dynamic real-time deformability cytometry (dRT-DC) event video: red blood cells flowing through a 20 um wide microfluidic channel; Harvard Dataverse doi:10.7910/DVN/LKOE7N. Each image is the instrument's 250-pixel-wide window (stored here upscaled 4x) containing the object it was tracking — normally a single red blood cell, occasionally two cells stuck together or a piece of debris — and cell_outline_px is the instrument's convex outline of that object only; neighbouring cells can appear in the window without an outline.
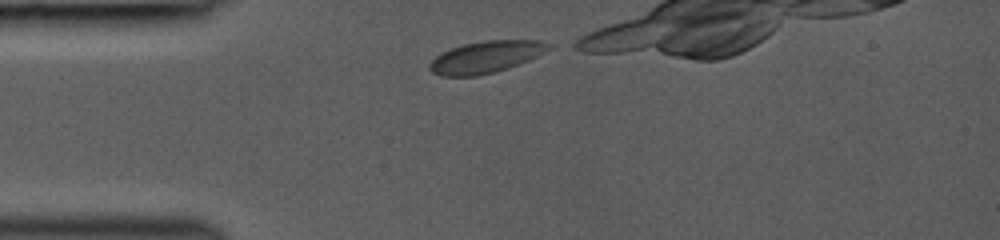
{"species": "common noctule bat (a hibernating species)", "species_latin": "Nyctalus noctula", "temperature_condition": "room temperature", "stored_images_in_passage": 5, "camera_frame_rate_fps": 3000, "um_per_image_px": 0.085, "animal": {"sex": "female", "body_mass_g": 19.0, "forearm_length_mm": 53.3}, "frame": {"image": 1, "passage_image": 1, "time_ms": 0.0, "image_size_px": [1000, 240], "cell_outline_px": [[552, 48], [528, 60], [508, 68], [476, 76], [440, 76], [432, 72], [428, 68], [428, 64], [440, 52], [464, 44], [484, 40], [540, 40], [552, 44]], "centroid_in_image_um": [41.28, 4.84], "position_along_channel_um": 43.7, "area_um2": 22.08}}